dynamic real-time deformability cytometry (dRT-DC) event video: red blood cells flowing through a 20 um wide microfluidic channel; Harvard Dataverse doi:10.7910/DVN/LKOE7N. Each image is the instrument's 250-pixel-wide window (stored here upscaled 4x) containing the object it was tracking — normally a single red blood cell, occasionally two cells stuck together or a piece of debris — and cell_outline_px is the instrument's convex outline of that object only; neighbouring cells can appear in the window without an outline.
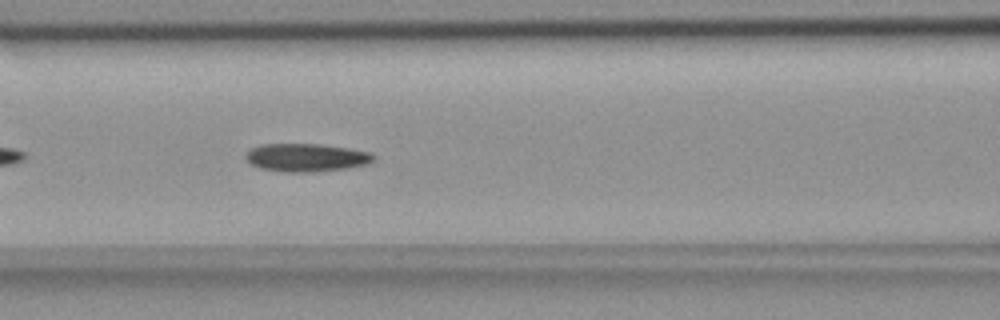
{"species": "common noctule bat (a hibernating species)", "species_latin": "Nyctalus noctula", "temperature_condition": "room temperature", "stored_images_in_passage": 42, "camera_frame_rate_fps": 3000, "um_per_image_px": 0.085, "animal": {"sex": "female", "body_mass_g": 18.4}, "frame": {"image": 1, "passage_image": 10, "time_ms": 3.0, "image_size_px": [1000, 320], "cell_outline_px": [[376, 156], [368, 164], [348, 168], [312, 172], [284, 172], [260, 168], [252, 164], [244, 156], [252, 148], [264, 144], [320, 144], [348, 148], [368, 152]], "centroid_in_image_um": [26.04, 13.39], "position_along_channel_um": 140.6, "area_um2": 20.75}}
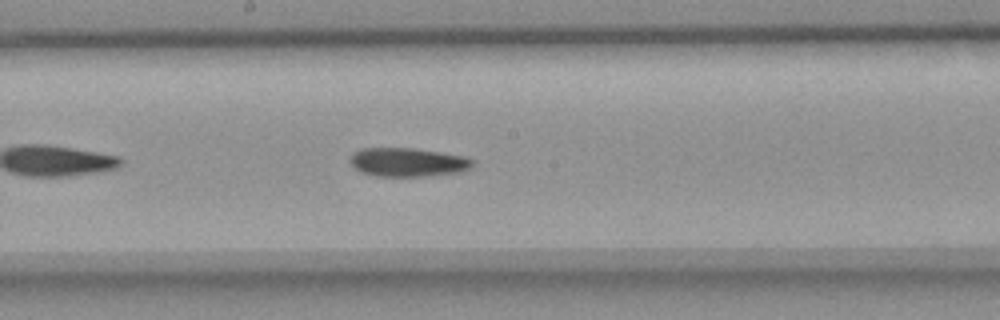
{"frame": {"image": 2, "passage_image": 16, "time_ms": 5.0, "image_size_px": [1000, 320], "cell_outline_px": [[472, 164], [468, 168], [460, 172], [428, 176], [376, 176], [360, 172], [348, 160], [352, 152], [360, 148], [412, 148], [440, 152], [464, 156], [472, 160]], "centroid_in_image_um": [34.6, 13.78], "position_along_channel_um": 213.6, "area_um2": 20.52}}
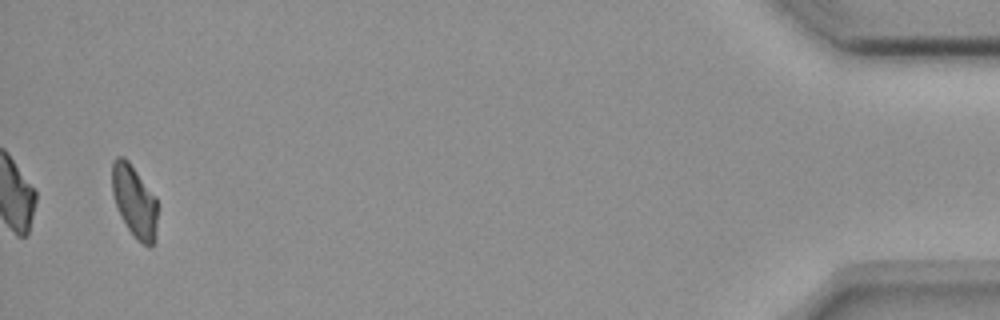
{"frame": {"image": 3, "passage_image": 40, "time_ms": 13.0, "image_size_px": [1000, 320], "cell_outline_px": [[156, 240], [148, 248], [136, 240], [128, 228], [116, 204], [112, 192], [112, 160], [116, 156], [124, 156], [128, 160], [156, 196]], "centroid_in_image_um": [11.43, 17.09], "position_along_channel_um": 423.8, "area_um2": 19.07}}